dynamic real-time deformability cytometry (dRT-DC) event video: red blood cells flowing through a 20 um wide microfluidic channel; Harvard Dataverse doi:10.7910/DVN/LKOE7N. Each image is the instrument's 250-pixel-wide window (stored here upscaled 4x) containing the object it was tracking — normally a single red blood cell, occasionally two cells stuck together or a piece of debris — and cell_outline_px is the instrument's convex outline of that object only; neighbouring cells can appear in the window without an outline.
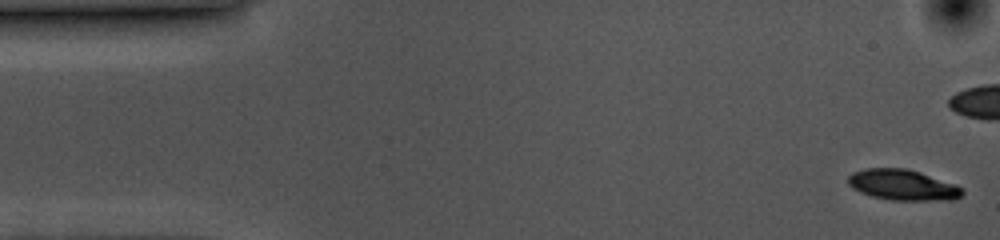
{"species": "common noctule bat (a hibernating species)", "species_latin": "Nyctalus noctula", "temperature_condition": "cold", "stored_images_in_passage": 55, "camera_frame_rate_fps": 3000, "um_per_image_px": 0.085, "animal": {"sex": "female", "body_mass_g": 10.0, "forearm_length_mm": 53.1}, "frame": {"image": 1, "passage_image": 1, "time_ms": 0.0, "image_size_px": [1000, 240], "cell_outline_px": [[964, 192], [960, 196], [952, 200], [892, 200], [872, 196], [860, 192], [852, 188], [848, 184], [848, 176], [852, 172], [864, 168], [904, 168], [920, 172], [956, 184], [964, 188]], "centroid_in_image_um": [76.73, 15.71], "position_along_channel_um": 8.3, "area_um2": 20.52}}
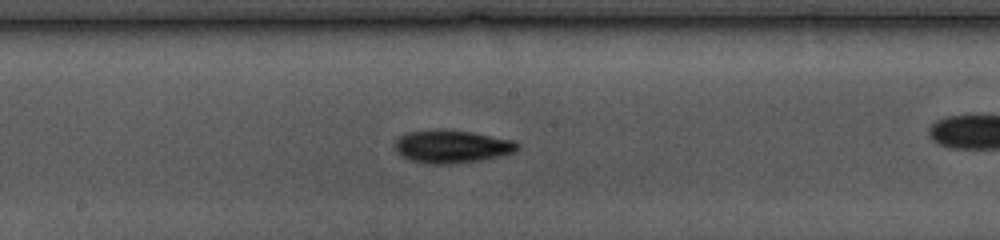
{"frame": {"image": 2, "passage_image": 27, "time_ms": 8.667, "image_size_px": [1000, 240], "cell_outline_px": [[520, 148], [516, 152], [480, 160], [448, 164], [432, 164], [412, 160], [396, 152], [396, 140], [404, 132], [436, 128], [440, 128], [468, 132], [516, 140], [520, 144]], "centroid_in_image_um": [38.43, 12.43], "position_along_channel_um": 209.8, "area_um2": 23.58}}
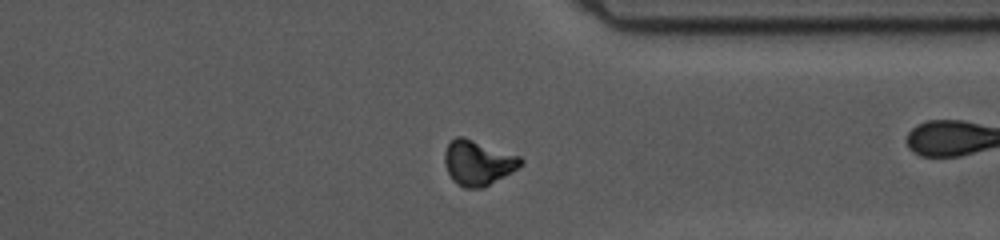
{"frame": {"image": 3, "passage_image": 41, "time_ms": 13.333, "image_size_px": [1000, 240], "cell_outline_px": [[524, 160], [512, 172], [484, 188], [464, 188], [456, 184], [452, 180], [444, 164], [444, 152], [448, 144], [456, 136], [464, 136], [520, 156]], "centroid_in_image_um": [40.6, 13.84], "position_along_channel_um": 370.8, "area_um2": 20.06}, "authors_computed_cell_mechanics": {"area_um2": 20.5768, "velocity_mm_per_s": 3.5596, "shape_relaxation_time_tau1_ms": 2.2653, "shape_relaxation_time_tau2_ms": null, "deformation_change_tau1": 0.0925, "deformation_change_tau2": null}}